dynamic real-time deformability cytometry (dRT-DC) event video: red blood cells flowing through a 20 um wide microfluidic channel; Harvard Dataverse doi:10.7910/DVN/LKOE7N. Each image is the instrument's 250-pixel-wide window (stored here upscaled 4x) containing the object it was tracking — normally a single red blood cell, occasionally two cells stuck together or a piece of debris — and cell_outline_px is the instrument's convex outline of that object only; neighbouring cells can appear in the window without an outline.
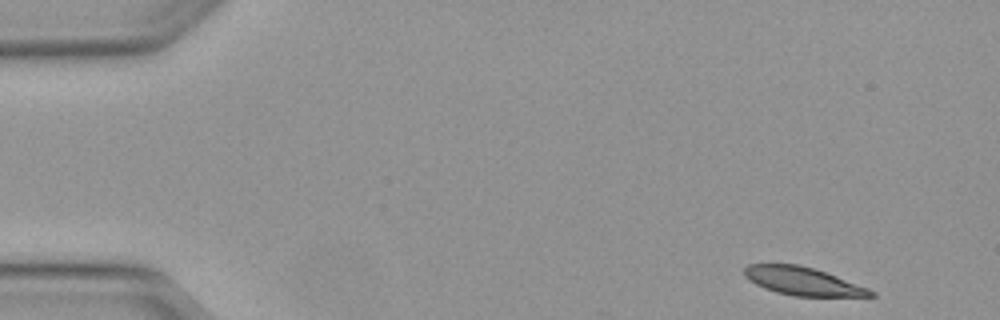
{"species": "Egyptian fruit bat (a non-hibernating species)", "species_latin": "Rousettus aegyptiacus", "temperature_condition": "warm", "stored_images_in_passage": 9, "camera_frame_rate_fps": 3000, "um_per_image_px": 0.085, "animal": {"sex": "female"}, "frame": {"image": 1, "passage_image": 1, "time_ms": 0.0, "image_size_px": [1000, 320], "cell_outline_px": [[876, 296], [792, 296], [776, 292], [764, 288], [748, 280], [744, 276], [744, 268], [748, 264], [796, 264], [812, 268], [836, 276], [868, 288], [876, 292]], "centroid_in_image_um": [68.2, 23.91], "position_along_channel_um": 16.8, "area_um2": 20.52}}